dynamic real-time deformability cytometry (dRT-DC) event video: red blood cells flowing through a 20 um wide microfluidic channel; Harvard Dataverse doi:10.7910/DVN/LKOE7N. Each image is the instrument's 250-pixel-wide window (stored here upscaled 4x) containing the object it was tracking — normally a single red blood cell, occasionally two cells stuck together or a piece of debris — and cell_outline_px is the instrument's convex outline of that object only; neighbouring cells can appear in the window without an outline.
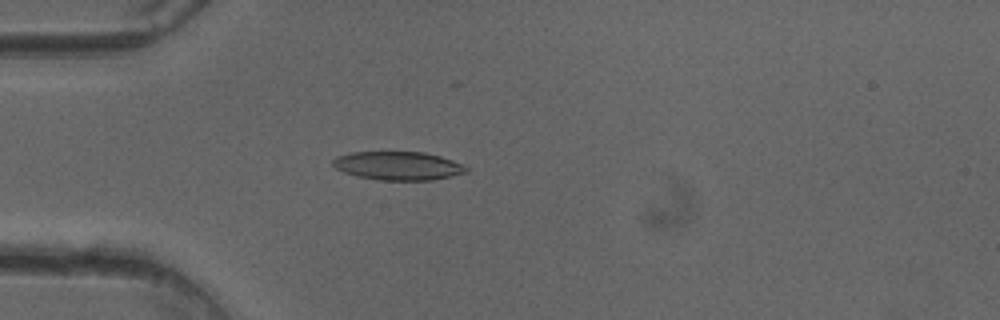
{"species": "common noctule bat (a hibernating species)", "species_latin": "Nyctalus noctula", "temperature_condition": "cold", "stored_images_in_passage": 50, "camera_frame_rate_fps": 3000, "um_per_image_px": 0.085, "animal": {"sex": "female"}, "frame": {"image": 1, "passage_image": 14, "time_ms": 4.333, "image_size_px": [1000, 320], "cell_outline_px": [[468, 172], [452, 176], [432, 180], [376, 180], [356, 176], [344, 172], [336, 168], [332, 164], [332, 160], [336, 156], [348, 152], [424, 152], [440, 156], [452, 160], [468, 168]], "centroid_in_image_um": [33.8, 14.09], "position_along_channel_um": 51.2, "area_um2": 22.25}}
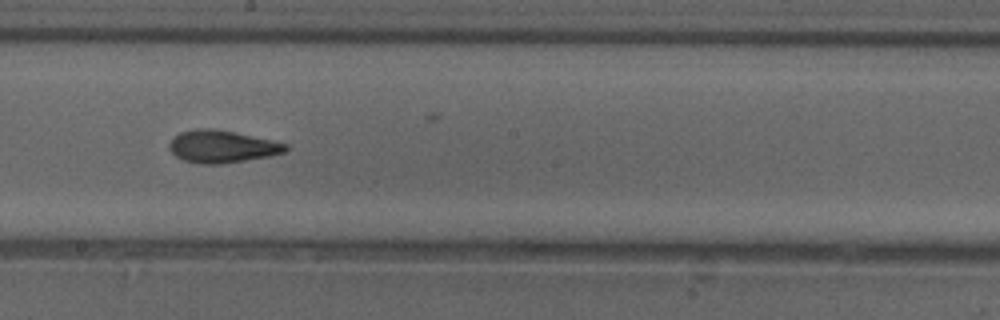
{"frame": {"image": 2, "passage_image": 28, "time_ms": 9.0, "image_size_px": [1000, 320], "cell_outline_px": [[288, 148], [284, 152], [268, 156], [220, 164], [200, 164], [184, 160], [176, 156], [168, 148], [168, 144], [180, 132], [196, 128], [212, 128], [272, 140], [288, 144]], "centroid_in_image_um": [18.84, 12.45], "position_along_channel_um": 229.4, "area_um2": 21.68}}
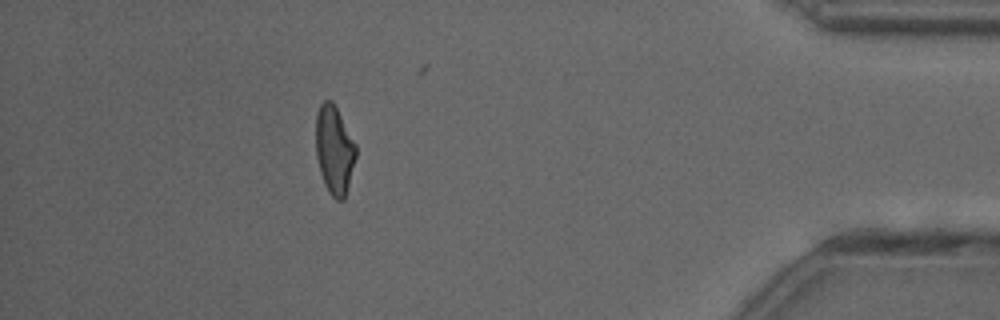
{"frame": {"image": 3, "passage_image": 45, "time_ms": 14.667, "image_size_px": [1000, 320], "cell_outline_px": [[356, 156], [344, 200], [336, 200], [328, 192], [324, 184], [320, 172], [316, 156], [316, 112], [320, 104], [324, 100], [332, 100], [356, 144]], "centroid_in_image_um": [28.4, 12.74], "position_along_channel_um": 406.8, "area_um2": 20.63}, "authors_computed_cell_mechanics": {"area_um2": 21.7039, "velocity_mm_per_s": 4.0472, "shape_relaxation_time_tau1_ms": null, "shape_relaxation_time_tau2_ms": 2.2526, "deformation_change_tau1": null, "deformation_change_tau2": 0.1049}}